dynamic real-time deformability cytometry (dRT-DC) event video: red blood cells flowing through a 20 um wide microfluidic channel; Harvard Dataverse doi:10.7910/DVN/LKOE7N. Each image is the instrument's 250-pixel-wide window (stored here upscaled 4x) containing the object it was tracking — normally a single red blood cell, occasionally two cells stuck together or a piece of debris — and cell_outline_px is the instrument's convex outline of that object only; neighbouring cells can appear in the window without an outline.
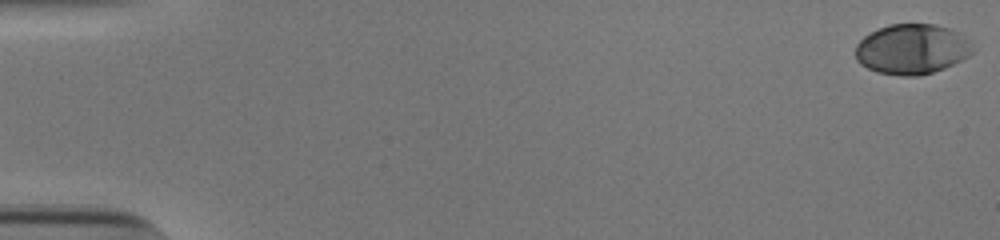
{"species": "human", "species_latin": "Homo sapiens", "temperature_condition": "cold", "stored_images_in_passage": 48, "camera_frame_rate_fps": 3000, "um_per_image_px": 0.085, "donor": {"sex": "male"}, "frame": {"image": 1, "passage_image": 1, "time_ms": 0.0, "image_size_px": [1000, 240], "cell_outline_px": [[976, 52], [944, 68], [920, 76], [900, 76], [876, 72], [860, 64], [856, 60], [856, 44], [864, 36], [888, 24], [936, 24], [960, 32], [976, 48]], "centroid_in_image_um": [77.53, 4.18], "position_along_channel_um": 7.5, "area_um2": 34.51}}
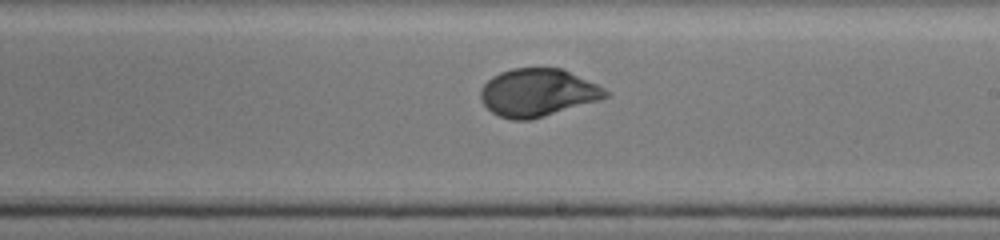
{"frame": {"image": 2, "passage_image": 33, "time_ms": 10.667, "image_size_px": [1000, 240], "cell_outline_px": [[608, 96], [600, 100], [532, 120], [512, 120], [500, 116], [492, 112], [480, 100], [480, 92], [484, 84], [492, 76], [500, 72], [512, 68], [560, 68], [596, 84], [604, 88], [608, 92]], "centroid_in_image_um": [45.68, 7.88], "position_along_channel_um": 243.3, "area_um2": 34.62}}
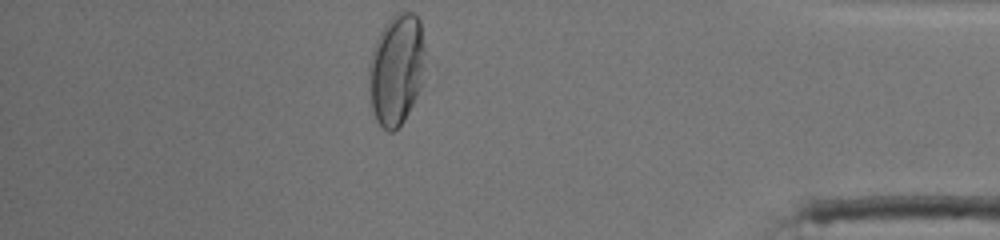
{"frame": {"image": 3, "passage_image": 48, "time_ms": 15.667, "image_size_px": [1000, 240], "cell_outline_px": [[428, 64], [420, 88], [404, 120], [392, 132], [388, 132], [376, 120], [372, 108], [368, 76], [368, 64], [376, 40], [380, 32], [388, 20], [396, 12], [412, 12], [420, 20], [428, 60]], "centroid_in_image_um": [33.73, 5.86], "position_along_channel_um": 401.5, "area_um2": 36.93}, "authors_computed_cell_mechanics": {"area_um2": 34.5066, "velocity_mm_per_s": 3.8308, "shape_relaxation_time_tau1_ms": 3.6002, "shape_relaxation_time_tau2_ms": null, "deformation_change_tau1": 0.1642, "deformation_change_tau2": null}}